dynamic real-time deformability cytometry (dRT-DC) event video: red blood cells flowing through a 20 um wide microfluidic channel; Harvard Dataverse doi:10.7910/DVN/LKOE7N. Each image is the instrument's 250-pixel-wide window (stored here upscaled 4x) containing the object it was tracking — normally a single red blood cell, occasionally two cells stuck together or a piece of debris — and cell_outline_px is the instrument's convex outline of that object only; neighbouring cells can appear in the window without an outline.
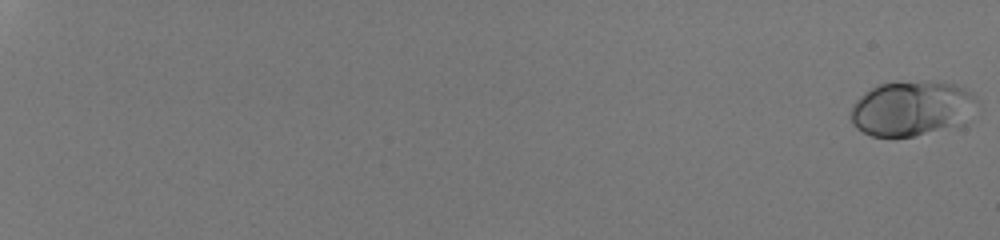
{"species": "human", "species_latin": "Homo sapiens", "temperature_condition": "room temperature", "stored_images_in_passage": 34, "camera_frame_rate_fps": 3000, "um_per_image_px": 0.085, "donor": {"sex": "male"}, "frame": {"image": 1, "passage_image": 1, "time_ms": 0.0, "image_size_px": [1000, 240], "cell_outline_px": [[976, 100], [968, 124], [916, 136], [872, 136], [856, 128], [852, 124], [852, 108], [856, 100], [860, 96], [872, 88], [880, 84], [900, 80], [924, 80], [956, 84], [972, 92]], "centroid_in_image_um": [77.55, 9.2], "position_along_channel_um": 7.5, "area_um2": 41.04}}
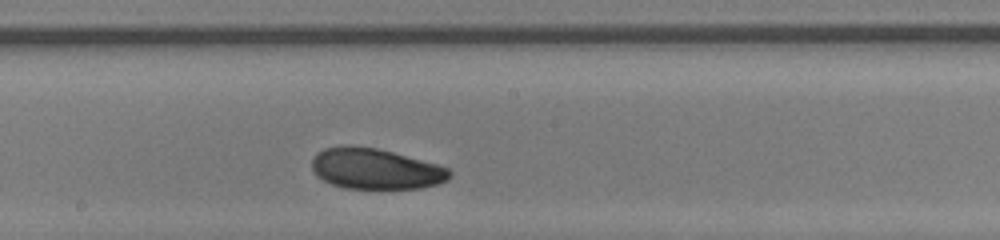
{"frame": {"image": 2, "passage_image": 21, "time_ms": 6.667, "image_size_px": [1000, 240], "cell_outline_px": [[452, 176], [448, 180], [436, 184], [420, 188], [344, 188], [332, 184], [316, 176], [312, 168], [312, 160], [316, 152], [324, 148], [344, 144], [348, 144], [376, 148], [392, 152], [436, 164], [448, 168], [452, 172]], "centroid_in_image_um": [31.88, 14.33], "position_along_channel_um": 216.3, "area_um2": 32.71}}
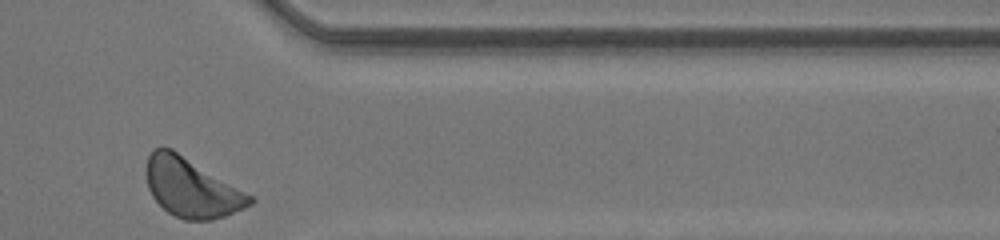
{"frame": {"image": 3, "passage_image": 34, "time_ms": 11.0, "image_size_px": [1000, 240], "cell_outline_px": [[256, 200], [252, 204], [244, 208], [224, 216], [212, 220], [184, 220], [168, 212], [152, 196], [148, 188], [144, 172], [144, 168], [148, 156], [152, 148], [172, 148], [256, 196]], "centroid_in_image_um": [16.3, 15.93], "position_along_channel_um": 395.1, "area_um2": 36.24}}